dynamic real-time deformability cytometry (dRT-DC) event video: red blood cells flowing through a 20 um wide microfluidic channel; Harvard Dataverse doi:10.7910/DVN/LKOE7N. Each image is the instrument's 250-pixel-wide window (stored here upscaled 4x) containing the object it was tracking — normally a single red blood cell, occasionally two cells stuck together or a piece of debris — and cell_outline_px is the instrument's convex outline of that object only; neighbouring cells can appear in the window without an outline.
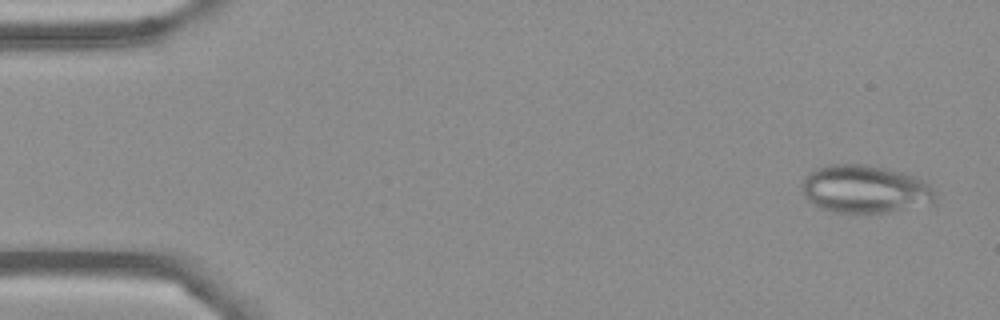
{"species": "Egyptian fruit bat (a non-hibernating species)", "species_latin": "Rousettus aegyptiacus", "temperature_condition": "cold", "stored_images_in_passage": 55, "camera_frame_rate_fps": 3000, "um_per_image_px": 0.085, "frame": {"image": 1, "passage_image": 3, "time_ms": 0.667, "image_size_px": [1000, 320], "cell_outline_px": [[936, 204], [888, 212], [832, 212], [820, 208], [812, 204], [804, 196], [800, 188], [800, 184], [804, 176], [808, 172], [816, 168], [828, 164], [868, 164], [900, 172], [912, 176], [928, 184], [936, 192]], "centroid_in_image_um": [73.49, 16.08], "position_along_channel_um": 11.5, "area_um2": 37.69}}
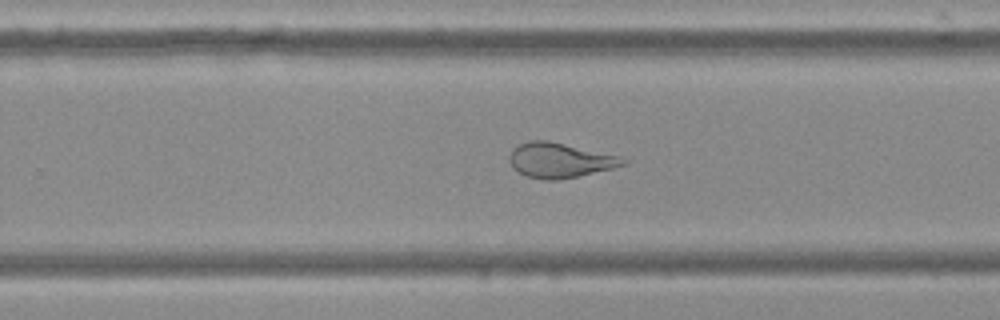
{"frame": {"image": 2, "passage_image": 35, "time_ms": 11.333, "image_size_px": [1000, 320], "cell_outline_px": [[628, 164], [612, 168], [576, 176], [556, 180], [548, 180], [524, 176], [512, 168], [508, 160], [508, 156], [512, 148], [528, 140], [548, 140], [616, 156], [628, 160]], "centroid_in_image_um": [47.5, 13.62], "position_along_channel_um": 282.3, "area_um2": 22.89}}
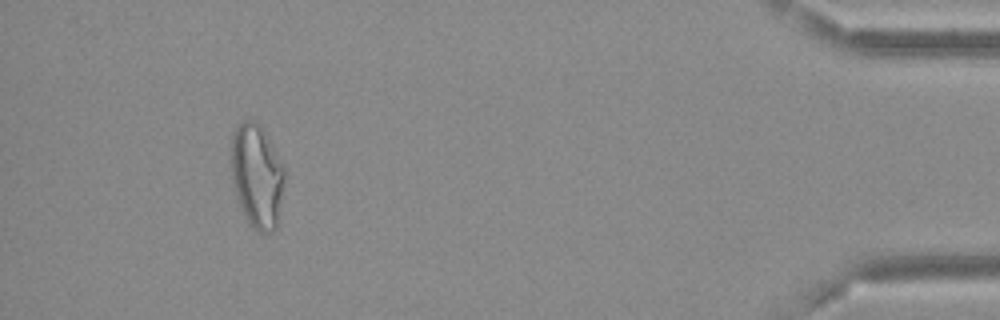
{"frame": {"image": 3, "passage_image": 51, "time_ms": 16.667, "image_size_px": [1000, 320], "cell_outline_px": [[284, 180], [280, 224], [272, 232], [260, 232], [252, 228], [244, 216], [236, 196], [232, 180], [232, 132], [236, 124], [244, 120], [256, 120], [260, 124], [276, 152], [284, 168]], "centroid_in_image_um": [21.85, 14.99], "position_along_channel_um": 413.3, "area_um2": 32.71}, "authors_computed_cell_mechanics": {"area_um2": 29.5936, "velocity_mm_per_s": 3.6648, "shape_relaxation_time_tau1_ms": null, "shape_relaxation_time_tau2_ms": 1.0887, "deformation_change_tau1": null, "deformation_change_tau2": 0.0817}}